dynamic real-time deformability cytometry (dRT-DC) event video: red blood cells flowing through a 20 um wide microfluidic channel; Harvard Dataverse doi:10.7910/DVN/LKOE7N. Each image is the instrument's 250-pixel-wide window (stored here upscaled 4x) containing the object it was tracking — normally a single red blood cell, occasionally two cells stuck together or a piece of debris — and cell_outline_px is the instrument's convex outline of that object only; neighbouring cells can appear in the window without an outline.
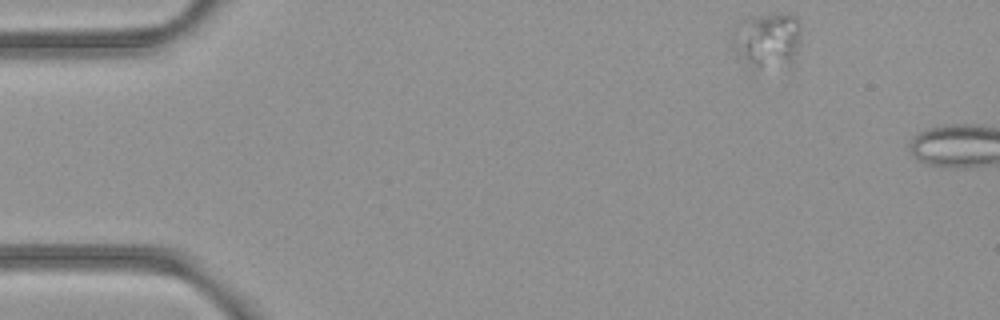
{"species": "common noctule bat (a hibernating species)", "species_latin": "Nyctalus noctula", "temperature_condition": "room temperature", "stored_images_in_passage": 4, "camera_frame_rate_fps": 3000, "um_per_image_px": 0.085, "animal": {"sex": "female", "body_mass_g": 21.9}, "frame": {"image": 1, "passage_image": 1, "time_ms": 0.0, "image_size_px": [1000, 320], "cell_outline_px": [[800, 36], [796, 52], [788, 68], [752, 76], [736, 56], [728, 40], [732, 28], [740, 20], [752, 16], [776, 12], [780, 12], [796, 16], [800, 24]], "centroid_in_image_um": [65.1, 3.56], "position_along_channel_um": 19.9, "area_um2": 24.97}}